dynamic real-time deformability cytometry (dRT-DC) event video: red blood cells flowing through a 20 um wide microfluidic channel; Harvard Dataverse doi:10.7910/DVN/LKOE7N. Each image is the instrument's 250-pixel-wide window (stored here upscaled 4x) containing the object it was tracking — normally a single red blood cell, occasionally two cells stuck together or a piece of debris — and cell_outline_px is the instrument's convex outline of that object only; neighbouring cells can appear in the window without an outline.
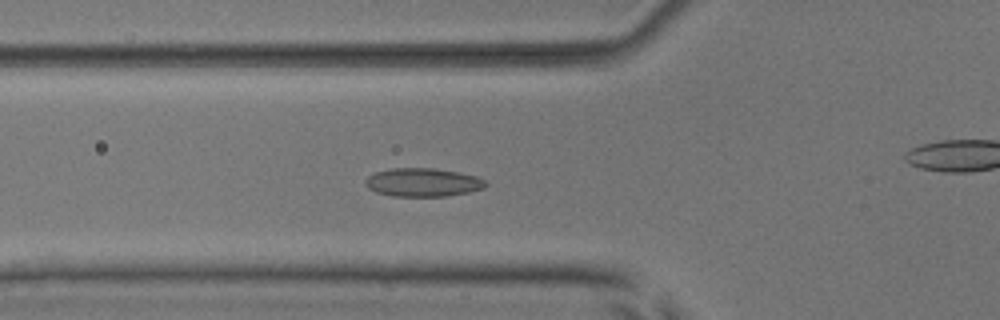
{"species": "common noctule bat (a hibernating species)", "species_latin": "Nyctalus noctula", "temperature_condition": "room temperature", "stored_images_in_passage": 56, "camera_frame_rate_fps": 3000, "um_per_image_px": 0.085, "animal": {"sex": "male", "body_mass_g": 17.9, "forearm_length_mm": 54.2}, "frame": {"image": 1, "passage_image": 21, "time_ms": 6.667, "image_size_px": [1000, 320], "cell_outline_px": [[488, 184], [484, 188], [468, 192], [444, 196], [392, 196], [376, 192], [368, 188], [364, 184], [364, 180], [368, 176], [376, 172], [392, 168], [436, 168], [460, 172], [476, 176], [484, 180]], "centroid_in_image_um": [35.93, 15.49], "position_along_channel_um": 89.9, "area_um2": 20.0}}
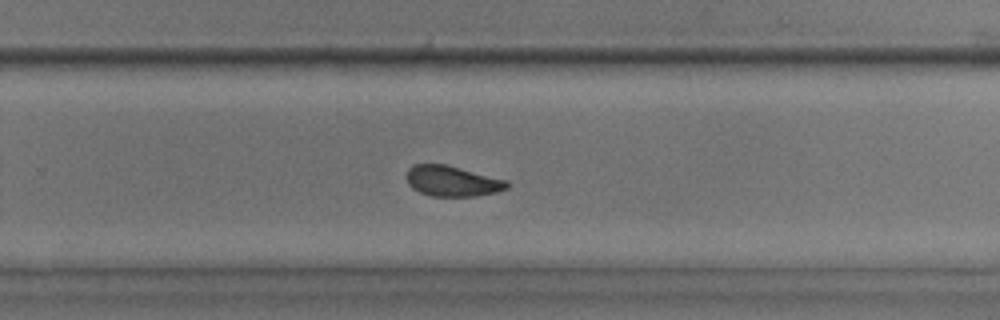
{"frame": {"image": 2, "passage_image": 37, "time_ms": 12.0, "image_size_px": [1000, 320], "cell_outline_px": [[508, 188], [496, 192], [476, 196], [432, 196], [420, 192], [412, 188], [408, 184], [404, 176], [408, 168], [412, 164], [444, 164], [504, 180], [508, 184]], "centroid_in_image_um": [38.34, 15.39], "position_along_channel_um": 291.5, "area_um2": 17.69}}
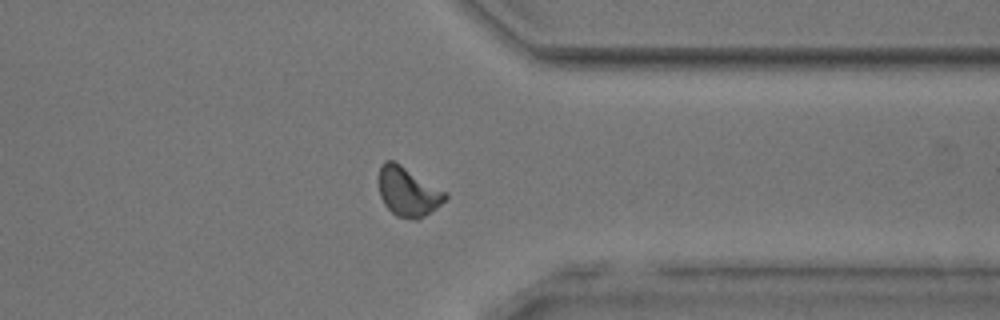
{"frame": {"image": 3, "passage_image": 44, "time_ms": 14.333, "image_size_px": [1000, 320], "cell_outline_px": [[448, 196], [436, 208], [424, 216], [416, 220], [396, 216], [384, 204], [380, 196], [380, 164], [384, 160], [392, 160], [400, 164], [448, 192]], "centroid_in_image_um": [34.69, 16.29], "position_along_channel_um": 376.7, "area_um2": 18.96}, "authors_computed_cell_mechanics": {"area_um2": 18.6694, "velocity_mm_per_s": 3.7901, "shape_relaxation_time_tau1_ms": 4.186, "shape_relaxation_time_tau2_ms": 1.879, "deformation_change_tau1": 0.0875, "deformation_change_tau2": 0.0704}}